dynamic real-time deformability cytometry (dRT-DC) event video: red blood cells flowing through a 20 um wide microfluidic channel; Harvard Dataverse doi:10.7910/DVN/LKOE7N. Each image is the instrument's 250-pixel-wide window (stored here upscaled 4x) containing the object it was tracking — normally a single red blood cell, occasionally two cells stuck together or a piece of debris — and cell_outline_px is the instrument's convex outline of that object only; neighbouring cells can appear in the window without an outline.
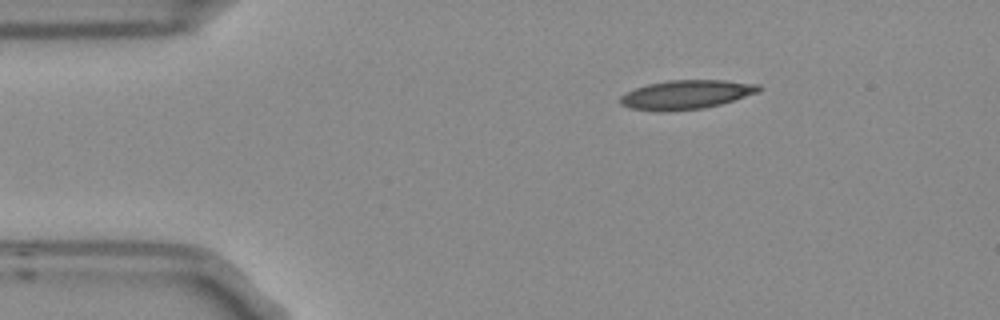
{"species": "Egyptian fruit bat (a non-hibernating species)", "species_latin": "Rousettus aegyptiacus", "temperature_condition": "room temperature", "stored_images_in_passage": 4, "camera_frame_rate_fps": 3000, "um_per_image_px": 0.085, "frame": {"image": 1, "passage_image": 1, "time_ms": 0.0, "image_size_px": [1000, 320], "cell_outline_px": [[760, 88], [756, 92], [720, 104], [704, 108], [632, 108], [620, 104], [620, 96], [624, 92], [648, 84], [668, 80], [724, 80], [760, 84]], "centroid_in_image_um": [58.35, 7.98], "position_along_channel_um": 26.7, "area_um2": 22.2}}
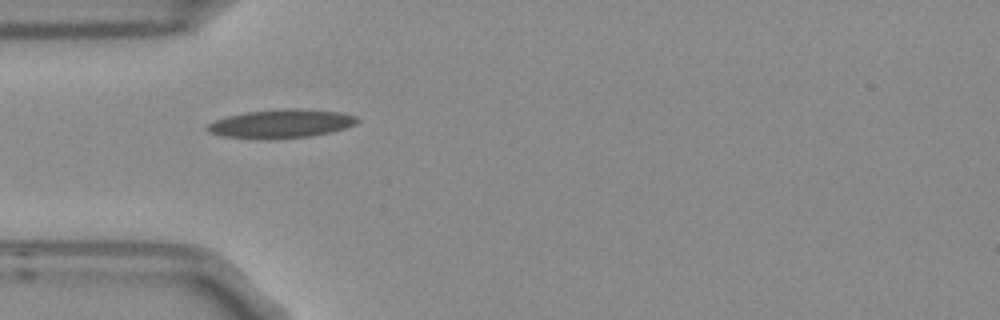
{"frame": {"image": 2, "passage_image": 3, "time_ms": 0.667, "image_size_px": [1000, 320], "cell_outline_px": [[360, 120], [356, 124], [344, 128], [328, 132], [308, 136], [224, 136], [208, 132], [204, 128], [208, 124], [216, 120], [228, 116], [244, 112], [280, 108], [300, 108], [340, 112], [356, 116]], "centroid_in_image_um": [23.93, 10.44], "position_along_channel_um": 61.1, "area_um2": 23.93}}